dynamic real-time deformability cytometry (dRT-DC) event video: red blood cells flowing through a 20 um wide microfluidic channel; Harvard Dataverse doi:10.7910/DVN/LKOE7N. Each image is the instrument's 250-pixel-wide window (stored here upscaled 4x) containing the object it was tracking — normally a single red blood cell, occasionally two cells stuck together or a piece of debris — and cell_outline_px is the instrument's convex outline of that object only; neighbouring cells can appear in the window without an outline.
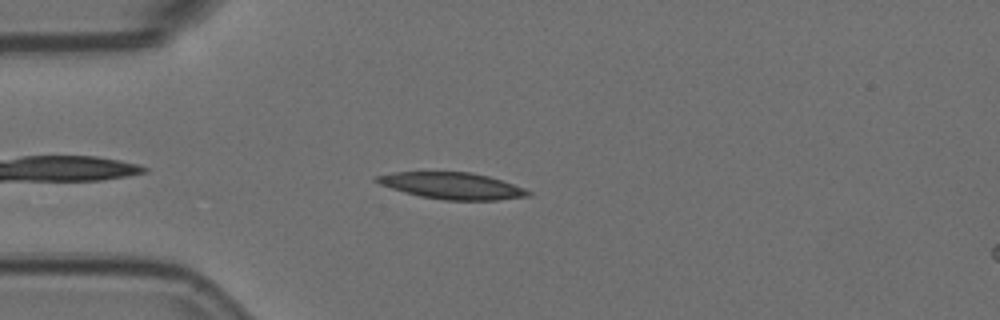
{"species": "Egyptian fruit bat (a non-hibernating species)", "species_latin": "Rousettus aegyptiacus", "temperature_condition": "room temperature", "stored_images_in_passage": 4, "camera_frame_rate_fps": 3000, "um_per_image_px": 0.085, "animal": {"sex": "female"}, "frame": {"image": 1, "passage_image": 4, "time_ms": 1.0, "image_size_px": [1000, 320], "cell_outline_px": [[532, 196], [496, 200], [444, 200], [420, 196], [404, 192], [380, 184], [372, 180], [376, 176], [392, 172], [472, 172], [488, 176], [524, 188], [532, 192]], "centroid_in_image_um": [38.43, 15.79], "position_along_channel_um": 46.6, "area_um2": 23.41}}